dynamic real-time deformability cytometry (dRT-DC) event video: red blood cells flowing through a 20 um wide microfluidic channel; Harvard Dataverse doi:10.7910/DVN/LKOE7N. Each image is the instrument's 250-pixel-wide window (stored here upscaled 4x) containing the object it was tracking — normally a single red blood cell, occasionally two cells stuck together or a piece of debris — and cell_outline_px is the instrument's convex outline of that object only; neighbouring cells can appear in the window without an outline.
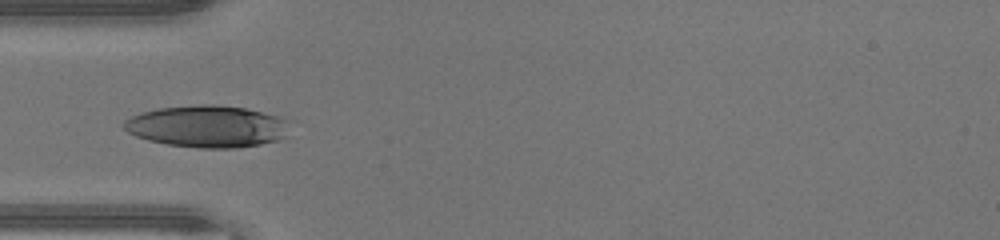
{"species": "human", "species_latin": "Homo sapiens", "temperature_condition": "warm", "stored_images_in_passage": 32, "camera_frame_rate_fps": 3000, "um_per_image_px": 0.085, "donor": {"sex": "male"}, "frame": {"image": 1, "passage_image": 1, "time_ms": 0.0, "image_size_px": [1000, 240], "cell_outline_px": [[292, 120], [284, 136], [276, 140], [260, 144], [236, 148], [200, 148], [168, 144], [148, 140], [136, 136], [128, 132], [124, 128], [124, 120], [140, 112], [156, 108], [200, 104], [212, 104], [244, 108], [280, 116]], "centroid_in_image_um": [17.63, 10.73], "position_along_channel_um": 67.4, "area_um2": 40.63}, "authors_computed_cell_mechanics": {"area_um2": 37.4255, "velocity_mm_per_s": 4.4129, "shape_relaxation_time_tau1_ms": 3.9649, "shape_relaxation_time_tau2_ms": null, "deformation_change_tau1": 0.1849, "deformation_change_tau2": null}}